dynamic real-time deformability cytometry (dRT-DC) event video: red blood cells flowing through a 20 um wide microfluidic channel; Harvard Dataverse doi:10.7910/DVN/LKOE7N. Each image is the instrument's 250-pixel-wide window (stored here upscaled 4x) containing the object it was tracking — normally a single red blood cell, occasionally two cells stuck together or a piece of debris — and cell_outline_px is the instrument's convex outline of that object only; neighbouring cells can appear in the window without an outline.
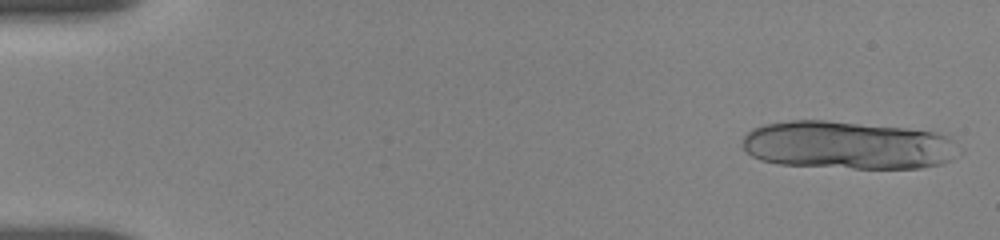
{"species": "human", "species_latin": "Homo sapiens", "temperature_condition": "room temperature", "stored_images_in_passage": 19, "camera_frame_rate_fps": 3000, "um_per_image_px": 0.085, "donor": {"sex": "female"}, "frame": {"image": 1, "passage_image": 1, "time_ms": 0.0, "image_size_px": [1000, 240], "cell_outline_px": [[964, 152], [952, 160], [940, 164], [920, 168], [852, 168], [776, 164], [760, 160], [752, 156], [744, 148], [740, 140], [752, 128], [764, 124], [792, 120], [824, 120], [908, 128], [936, 132], [948, 136], [964, 148]], "centroid_in_image_um": [72.12, 12.34], "position_along_channel_um": 12.9, "area_um2": 61.5}}